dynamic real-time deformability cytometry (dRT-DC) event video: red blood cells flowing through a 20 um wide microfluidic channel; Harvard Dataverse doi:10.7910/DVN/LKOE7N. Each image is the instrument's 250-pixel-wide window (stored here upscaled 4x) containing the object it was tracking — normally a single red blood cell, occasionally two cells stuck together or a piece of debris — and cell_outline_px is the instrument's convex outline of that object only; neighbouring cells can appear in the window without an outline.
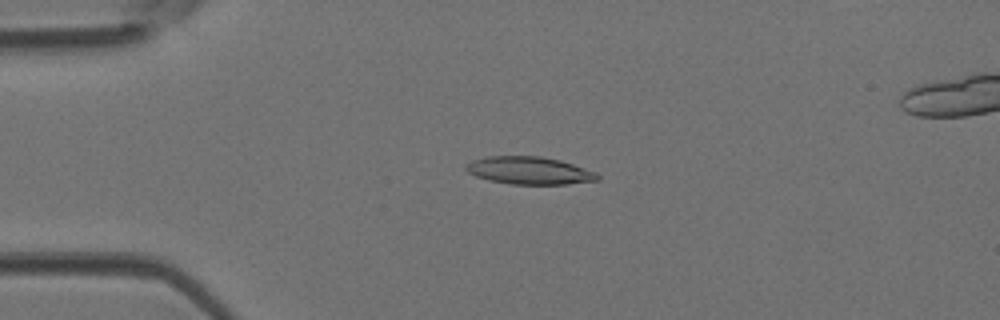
{"species": "Egyptian fruit bat (a non-hibernating species)", "species_latin": "Rousettus aegyptiacus", "temperature_condition": "room temperature", "stored_images_in_passage": 45, "camera_frame_rate_fps": 3000, "um_per_image_px": 0.085, "animal": {"sex": "female"}, "frame": {"image": 1, "passage_image": 10, "time_ms": 3.0, "image_size_px": [1000, 320], "cell_outline_px": [[600, 180], [568, 184], [512, 184], [488, 180], [476, 176], [468, 172], [464, 168], [464, 164], [472, 160], [488, 156], [540, 156], [560, 160], [596, 172], [600, 176]], "centroid_in_image_um": [44.98, 14.49], "position_along_channel_um": 40.0, "area_um2": 21.21}}
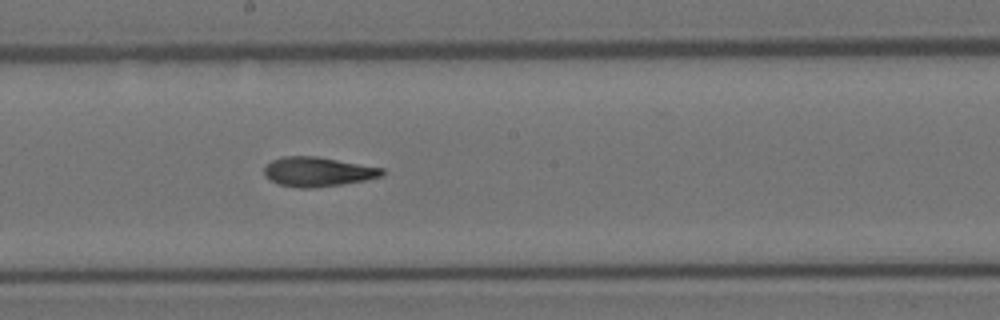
{"frame": {"image": 2, "passage_image": 24, "time_ms": 7.667, "image_size_px": [1000, 320], "cell_outline_px": [[384, 176], [364, 180], [340, 184], [312, 188], [300, 188], [280, 184], [268, 180], [264, 176], [264, 168], [272, 160], [284, 156], [316, 156], [384, 168]], "centroid_in_image_um": [27.0, 14.59], "position_along_channel_um": 221.2, "area_um2": 20.17}}
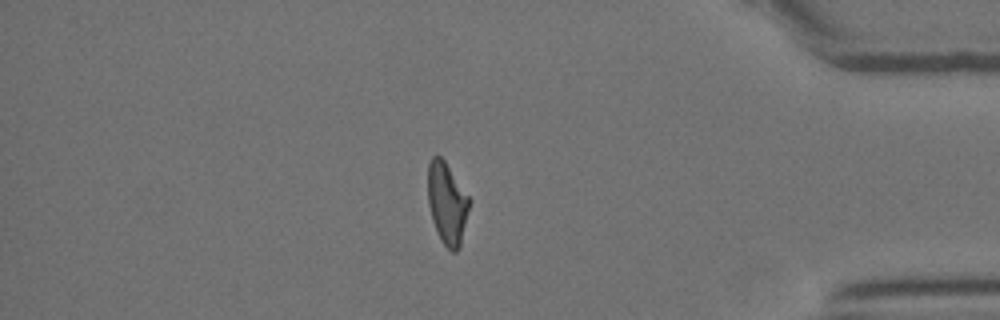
{"frame": {"image": 3, "passage_image": 38, "time_ms": 12.333, "image_size_px": [1000, 320], "cell_outline_px": [[472, 200], [460, 248], [456, 252], [452, 252], [440, 240], [432, 220], [428, 204], [428, 164], [432, 156], [440, 156], [444, 160]], "centroid_in_image_um": [38.02, 17.3], "position_along_channel_um": 397.2, "area_um2": 20.06}}